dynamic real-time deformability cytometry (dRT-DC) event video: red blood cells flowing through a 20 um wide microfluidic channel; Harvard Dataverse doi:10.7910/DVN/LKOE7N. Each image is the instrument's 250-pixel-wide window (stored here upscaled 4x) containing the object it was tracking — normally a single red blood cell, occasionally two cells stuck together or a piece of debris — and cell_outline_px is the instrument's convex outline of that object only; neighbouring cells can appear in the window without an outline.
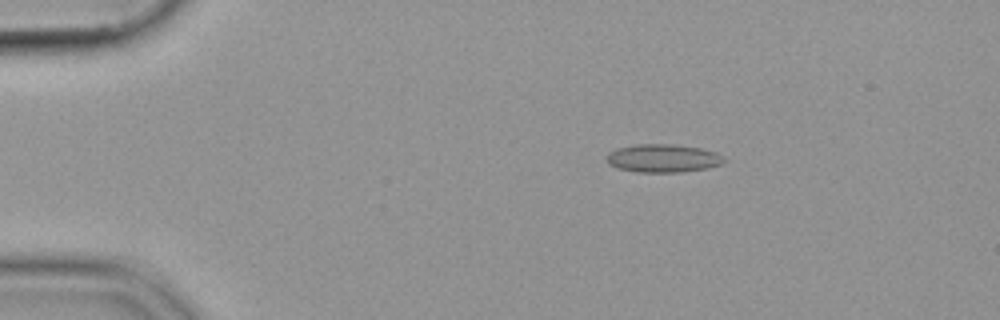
{"species": "common noctule bat (a hibernating species)", "species_latin": "Nyctalus noctula", "temperature_condition": "cold", "stored_images_in_passage": 49, "camera_frame_rate_fps": 3000, "um_per_image_px": 0.085, "animal": {"sex": "female", "body_mass_g": 19.9}, "frame": {"image": 1, "passage_image": 4, "time_ms": 1.0, "image_size_px": [1000, 320], "cell_outline_px": [[728, 160], [720, 164], [708, 168], [680, 172], [636, 172], [616, 168], [608, 164], [608, 152], [616, 148], [636, 144], [672, 144], [700, 148], [716, 152]], "centroid_in_image_um": [56.35, 13.45], "position_along_channel_um": 28.7, "area_um2": 19.36}}
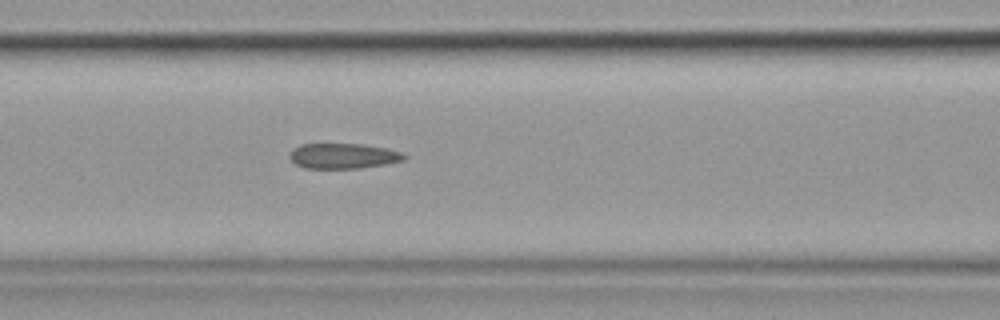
{"frame": {"image": 2, "passage_image": 18, "time_ms": 5.667, "image_size_px": [1000, 320], "cell_outline_px": [[408, 156], [404, 160], [388, 164], [360, 168], [304, 168], [296, 164], [288, 156], [292, 148], [300, 144], [360, 144], [388, 148], [400, 152]], "centroid_in_image_um": [29.18, 13.25], "position_along_channel_um": 137.4, "area_um2": 16.99}}
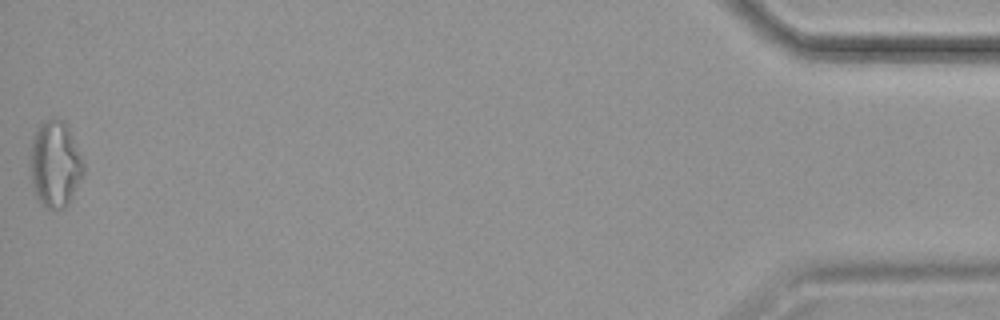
{"frame": {"image": 3, "passage_image": 49, "time_ms": 16.0, "image_size_px": [1000, 320], "cell_outline_px": [[84, 172], [68, 204], [64, 208], [48, 208], [36, 200], [32, 184], [32, 140], [40, 124], [48, 120], [64, 120], [68, 128], [84, 164]], "centroid_in_image_um": [4.69, 13.99], "position_along_channel_um": 430.5, "area_um2": 25.95}}